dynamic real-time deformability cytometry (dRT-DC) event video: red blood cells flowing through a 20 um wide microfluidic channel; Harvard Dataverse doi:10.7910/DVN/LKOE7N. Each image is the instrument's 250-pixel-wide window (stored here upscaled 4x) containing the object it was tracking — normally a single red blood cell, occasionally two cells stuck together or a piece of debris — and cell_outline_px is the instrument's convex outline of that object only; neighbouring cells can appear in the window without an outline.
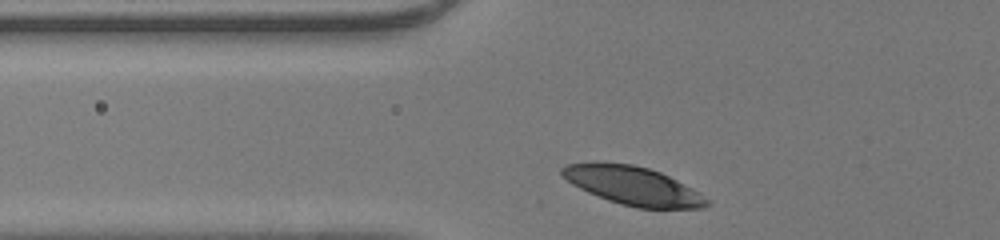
{"species": "human", "species_latin": "Homo sapiens", "temperature_condition": "room temperature", "stored_images_in_passage": 27, "camera_frame_rate_fps": 3000, "um_per_image_px": 0.085, "donor": {"sex": "male"}, "frame": {"image": 1, "passage_image": 2, "time_ms": 0.333, "image_size_px": [1000, 240], "cell_outline_px": [[712, 204], [704, 208], [636, 208], [620, 204], [608, 200], [588, 192], [572, 184], [560, 176], [560, 168], [568, 164], [632, 164], [648, 168], [660, 172], [676, 180], [696, 192], [708, 200]], "centroid_in_image_um": [53.79, 15.81], "position_along_channel_um": 72.0, "area_um2": 31.67}}
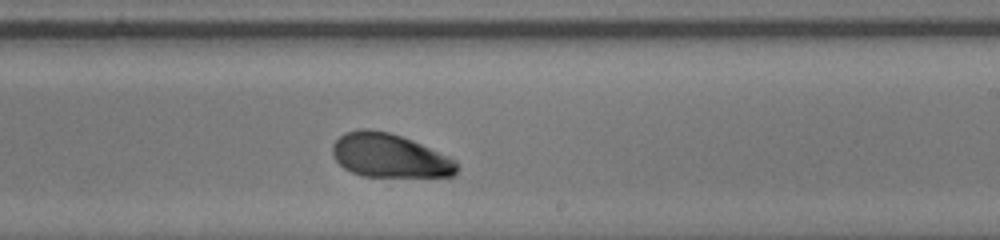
{"frame": {"image": 2, "passage_image": 16, "time_ms": 5.0, "image_size_px": [1000, 240], "cell_outline_px": [[456, 172], [452, 176], [360, 176], [344, 168], [336, 160], [332, 152], [332, 144], [344, 132], [360, 128], [368, 128], [388, 132], [412, 140], [456, 160]], "centroid_in_image_um": [33.06, 13.22], "position_along_channel_um": 255.9, "area_um2": 31.44}}
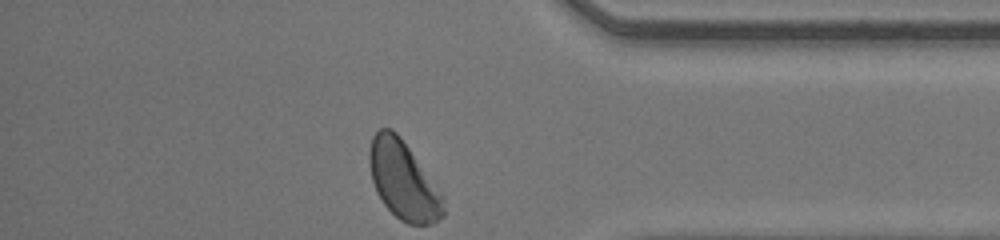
{"frame": {"image": 3, "passage_image": 27, "time_ms": 8.667, "image_size_px": [1000, 240], "cell_outline_px": [[444, 216], [432, 224], [408, 224], [400, 220], [384, 204], [376, 192], [372, 180], [368, 160], [368, 152], [372, 136], [380, 128], [392, 128], [400, 136], [444, 196]], "centroid_in_image_um": [34.27, 15.33], "position_along_channel_um": 400.9, "area_um2": 33.7}, "authors_computed_cell_mechanics": {"area_um2": 33.1194, "velocity_mm_per_s": 4.1845, "shape_relaxation_time_tau1_ms": 1.2711, "shape_relaxation_time_tau2_ms": 11.3014, "deformation_change_tau1": 0.0901, "deformation_change_tau2": 0.1206}}